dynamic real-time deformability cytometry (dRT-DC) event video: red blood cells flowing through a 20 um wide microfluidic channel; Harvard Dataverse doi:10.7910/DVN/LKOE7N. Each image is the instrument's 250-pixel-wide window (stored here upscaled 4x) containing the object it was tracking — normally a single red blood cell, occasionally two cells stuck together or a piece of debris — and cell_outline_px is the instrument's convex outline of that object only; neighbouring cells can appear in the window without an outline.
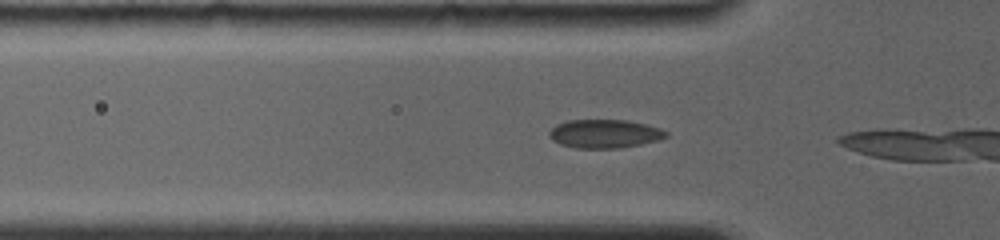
{"species": "common noctule bat (a hibernating species)", "species_latin": "Nyctalus noctula", "temperature_condition": "room temperature", "stored_images_in_passage": 7, "camera_frame_rate_fps": 4000, "um_per_image_px": 0.085, "animal": {"sex": "female", "body_mass_g": 19.0, "forearm_length_mm": 56.7}, "frame": {"image": 1, "passage_image": 4, "time_ms": 0.75, "image_size_px": [1000, 240], "cell_outline_px": [[668, 136], [656, 140], [640, 144], [620, 148], [576, 148], [560, 144], [552, 140], [548, 136], [548, 132], [556, 124], [568, 120], [628, 120], [660, 128], [668, 132]], "centroid_in_image_um": [51.36, 11.36], "position_along_channel_um": 74.4, "area_um2": 19.42}}